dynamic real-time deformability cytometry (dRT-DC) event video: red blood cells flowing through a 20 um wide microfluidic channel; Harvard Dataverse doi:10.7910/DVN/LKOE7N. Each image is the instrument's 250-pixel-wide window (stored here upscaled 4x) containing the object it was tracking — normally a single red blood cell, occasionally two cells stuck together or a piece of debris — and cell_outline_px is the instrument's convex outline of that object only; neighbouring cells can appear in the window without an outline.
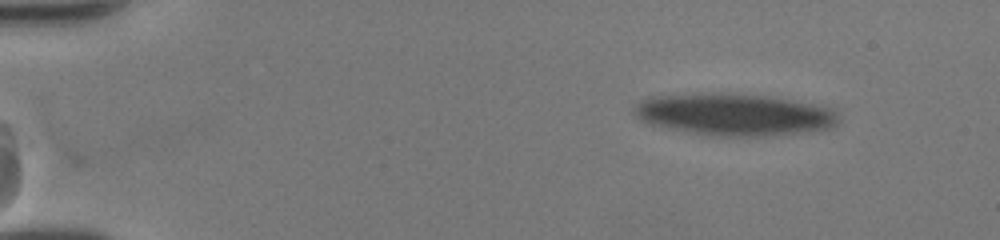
{"species": "human", "species_latin": "Homo sapiens", "temperature_condition": "room temperature", "stored_images_in_passage": 58, "camera_frame_rate_fps": 3000, "um_per_image_px": 0.085, "donor": {"sex": "female"}, "frame": {"image": 1, "passage_image": 1, "time_ms": 0.0, "image_size_px": [1000, 240], "cell_outline_px": [[840, 124], [832, 128], [812, 132], [768, 136], [704, 136], [660, 128], [644, 124], [632, 116], [632, 108], [640, 100], [648, 96], [772, 96], [824, 104], [836, 108], [840, 120]], "centroid_in_image_um": [62.49, 9.8], "position_along_channel_um": 22.5, "area_um2": 50.75}}
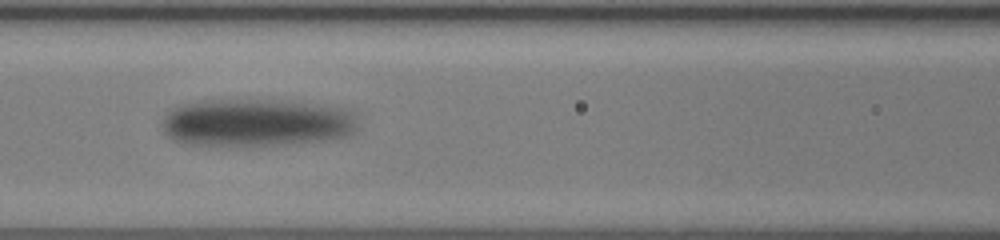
{"frame": {"image": 2, "passage_image": 29, "time_ms": 9.333, "image_size_px": [1000, 240], "cell_outline_px": [[356, 132], [352, 136], [332, 140], [292, 144], [188, 144], [176, 140], [168, 136], [164, 132], [160, 124], [164, 116], [172, 108], [184, 104], [204, 100], [288, 100], [348, 108], [356, 112]], "centroid_in_image_um": [21.9, 10.4], "position_along_channel_um": 144.7, "area_um2": 54.91}}
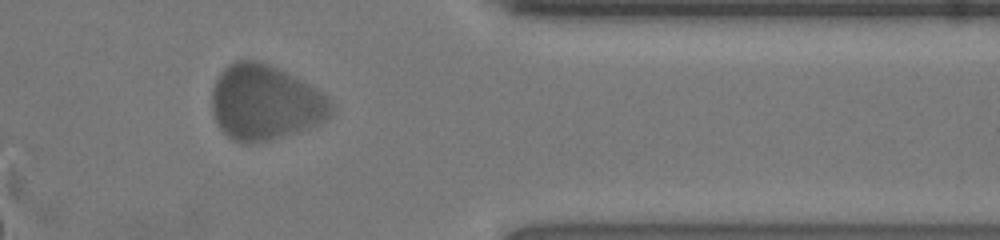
{"frame": {"image": 3, "passage_image": 56, "time_ms": 18.333, "image_size_px": [1000, 240], "cell_outline_px": [[332, 112], [324, 120], [316, 124], [280, 136], [252, 144], [232, 140], [220, 128], [212, 112], [212, 88], [220, 72], [228, 64], [236, 60], [256, 60], [268, 64], [316, 88], [332, 104]], "centroid_in_image_um": [22.47, 8.7], "position_along_channel_um": 388.9, "area_um2": 51.33}}